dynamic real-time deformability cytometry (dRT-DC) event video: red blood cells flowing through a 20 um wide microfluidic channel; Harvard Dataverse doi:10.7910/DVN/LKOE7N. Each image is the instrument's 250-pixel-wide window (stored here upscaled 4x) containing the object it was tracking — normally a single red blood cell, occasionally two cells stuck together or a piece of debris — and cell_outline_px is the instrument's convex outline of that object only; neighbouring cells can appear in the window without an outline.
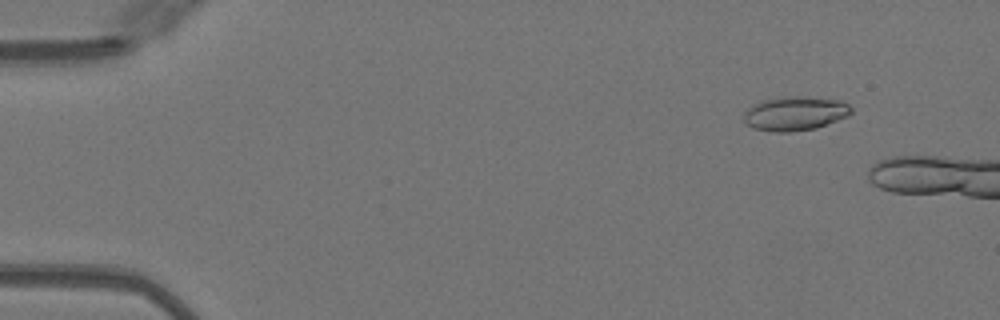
{"species": "Egyptian fruit bat (a non-hibernating species)", "species_latin": "Rousettus aegyptiacus", "temperature_condition": "warm", "stored_images_in_passage": 10, "camera_frame_rate_fps": 3000, "um_per_image_px": 0.085, "animal": {"sex": "female"}, "frame": {"image": 1, "passage_image": 6, "time_ms": 1.667, "image_size_px": [1000, 320], "cell_outline_px": [[852, 112], [848, 116], [816, 128], [792, 132], [768, 132], [752, 128], [744, 120], [744, 112], [748, 108], [760, 100], [792, 96], [796, 96], [840, 100], [848, 104], [852, 108]], "centroid_in_image_um": [67.56, 9.66], "position_along_channel_um": 17.4, "area_um2": 21.39}}